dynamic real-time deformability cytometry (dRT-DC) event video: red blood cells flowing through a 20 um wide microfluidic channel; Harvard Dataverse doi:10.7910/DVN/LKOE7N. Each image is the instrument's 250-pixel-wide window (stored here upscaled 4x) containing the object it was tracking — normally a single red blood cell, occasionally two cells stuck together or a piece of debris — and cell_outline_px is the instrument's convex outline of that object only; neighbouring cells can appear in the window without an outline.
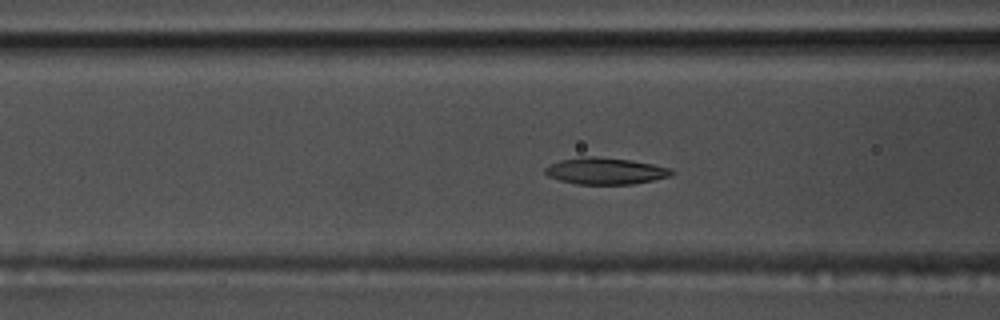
{"species": "common noctule bat (a hibernating species)", "species_latin": "Nyctalus noctula", "temperature_condition": "warm", "stored_images_in_passage": 52, "camera_frame_rate_fps": 3000, "um_per_image_px": 0.085, "animal": {"sex": "male", "body_mass_g": 17.5, "forearm_length_mm": 52.3}, "frame": {"image": 1, "passage_image": 18, "time_ms": 5.667, "image_size_px": [1000, 320], "cell_outline_px": [[676, 172], [668, 176], [652, 180], [632, 184], [576, 184], [560, 180], [548, 176], [544, 172], [544, 168], [560, 160], [580, 156], [596, 156], [632, 160], [672, 168]], "centroid_in_image_um": [51.45, 14.52], "position_along_channel_um": 115.1, "area_um2": 19.65}}
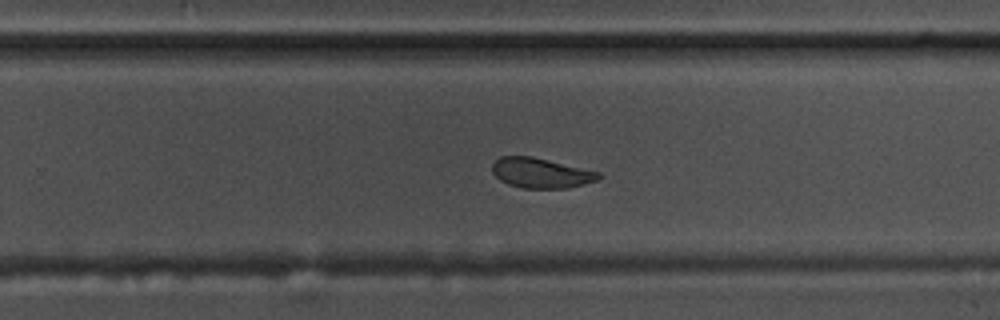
{"frame": {"image": 2, "passage_image": 32, "time_ms": 10.333, "image_size_px": [1000, 320], "cell_outline_px": [[604, 176], [596, 180], [584, 184], [568, 188], [520, 188], [508, 184], [500, 180], [492, 172], [492, 164], [500, 156], [532, 156], [600, 172]], "centroid_in_image_um": [45.98, 14.7], "position_along_channel_um": 283.8, "area_um2": 18.67}}
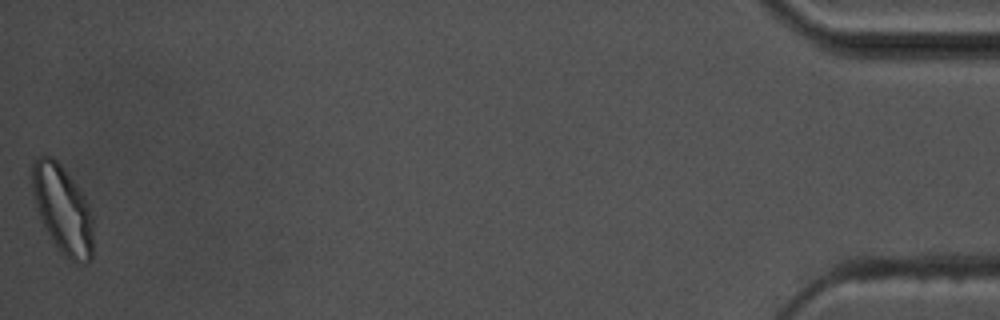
{"frame": {"image": 3, "passage_image": 52, "time_ms": 17.0, "image_size_px": [1000, 320], "cell_outline_px": [[92, 260], [84, 264], [72, 260], [64, 256], [56, 248], [40, 216], [32, 192], [32, 160], [36, 156], [52, 156], [60, 164], [84, 196], [88, 204], [92, 216]], "centroid_in_image_um": [5.32, 17.8], "position_along_channel_um": 429.9, "area_um2": 31.04}, "authors_computed_cell_mechanics": {"area_um2": 19.8254, "velocity_mm_per_s": 3.6245, "shape_relaxation_time_tau1_ms": 2.8912, "shape_relaxation_time_tau2_ms": 2.1856, "deformation_change_tau1": 0.1292, "deformation_change_tau2": 0.0829}}